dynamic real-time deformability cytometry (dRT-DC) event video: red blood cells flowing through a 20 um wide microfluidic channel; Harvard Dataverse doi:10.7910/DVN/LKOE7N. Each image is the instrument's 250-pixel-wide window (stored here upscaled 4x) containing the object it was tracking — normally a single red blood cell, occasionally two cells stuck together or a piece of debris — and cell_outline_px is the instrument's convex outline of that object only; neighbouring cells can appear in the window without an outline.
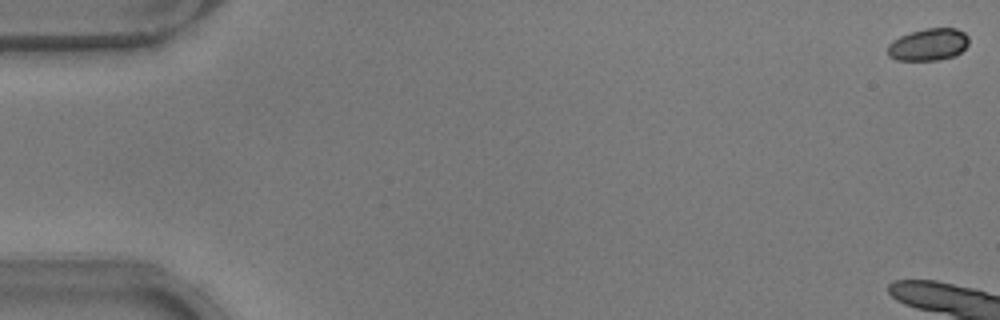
{"species": "common noctule bat (a hibernating species)", "species_latin": "Nyctalus noctula", "temperature_condition": "warm", "stored_images_in_passage": 8, "camera_frame_rate_fps": 3000, "um_per_image_px": 0.085, "animal": {"sex": "male", "body_mass_g": 17.9}, "frame": {"image": 1, "passage_image": 1, "time_ms": 0.0, "image_size_px": [1000, 320], "cell_outline_px": [[968, 44], [956, 56], [940, 60], [896, 60], [888, 56], [888, 44], [892, 40], [900, 36], [924, 28], [956, 28], [964, 32], [968, 36]], "centroid_in_image_um": [78.91, 3.79], "position_along_channel_um": 6.1, "area_um2": 15.32}}